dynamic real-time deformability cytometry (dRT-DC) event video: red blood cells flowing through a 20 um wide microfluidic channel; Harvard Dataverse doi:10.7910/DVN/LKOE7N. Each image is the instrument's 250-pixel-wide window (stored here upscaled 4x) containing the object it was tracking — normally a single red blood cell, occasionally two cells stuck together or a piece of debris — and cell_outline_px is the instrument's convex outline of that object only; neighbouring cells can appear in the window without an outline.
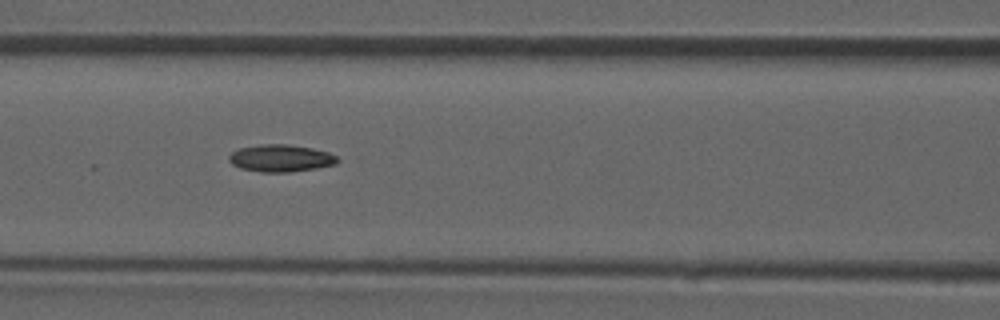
{"species": "common noctule bat (a hibernating species)", "species_latin": "Nyctalus noctula", "temperature_condition": "room temperature", "stored_images_in_passage": 46, "camera_frame_rate_fps": 3000, "um_per_image_px": 0.085, "animal": {"sex": "male", "forearm_length_mm": 52.5}, "frame": {"image": 1, "passage_image": 20, "time_ms": 6.333, "image_size_px": [1000, 320], "cell_outline_px": [[340, 160], [336, 164], [316, 168], [288, 172], [260, 172], [240, 168], [232, 164], [228, 160], [228, 156], [232, 152], [240, 148], [260, 144], [288, 144], [312, 148], [328, 152], [336, 156]], "centroid_in_image_um": [23.85, 13.44], "position_along_channel_um": 142.7, "area_um2": 17.22}}